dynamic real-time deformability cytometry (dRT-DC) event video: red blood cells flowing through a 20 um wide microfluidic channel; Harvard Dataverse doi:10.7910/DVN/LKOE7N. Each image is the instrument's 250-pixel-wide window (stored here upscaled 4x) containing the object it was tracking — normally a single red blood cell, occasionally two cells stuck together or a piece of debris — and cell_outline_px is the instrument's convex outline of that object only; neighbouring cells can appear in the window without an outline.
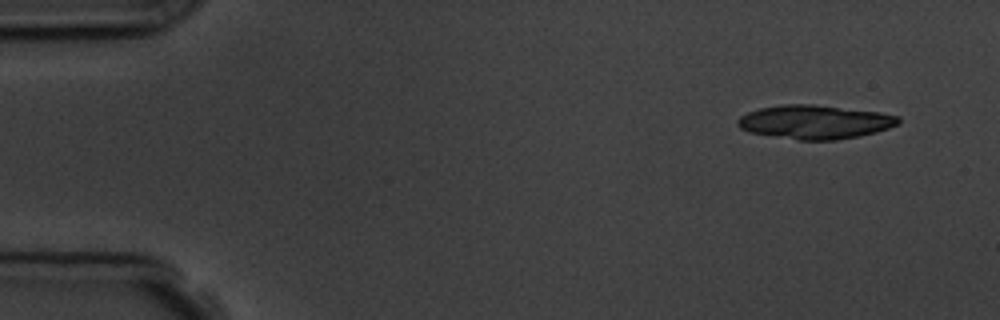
{"species": "common noctule bat (a hibernating species)", "species_latin": "Nyctalus noctula", "temperature_condition": "room temperature", "stored_images_in_passage": 8, "segment_of_instrument_passage": [1, 2], "camera_frame_rate_fps": 3000, "um_per_image_px": 0.085, "animal": {"sex": "male", "body_mass_g": 19.5, "forearm_length_mm": 54.6}, "frame": {"image": 1, "passage_image": 1, "time_ms": 0.0, "image_size_px": [1000, 320], "cell_outline_px": [[900, 124], [876, 132], [836, 140], [800, 140], [748, 132], [740, 128], [736, 124], [736, 120], [740, 116], [748, 112], [760, 108], [784, 104], [816, 104], [880, 112], [900, 116]], "centroid_in_image_um": [69.26, 10.36], "position_along_channel_um": 15.7, "area_um2": 31.79}}